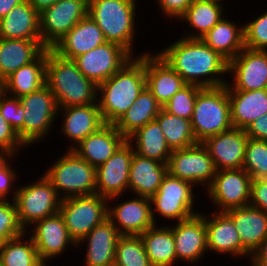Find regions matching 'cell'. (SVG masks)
<instances>
[{"mask_svg": "<svg viewBox=\"0 0 267 266\" xmlns=\"http://www.w3.org/2000/svg\"><path fill=\"white\" fill-rule=\"evenodd\" d=\"M157 53L186 84L215 88L228 82V61L201 39L181 37Z\"/></svg>", "mask_w": 267, "mask_h": 266, "instance_id": "6da1fadb", "label": "cell"}, {"mask_svg": "<svg viewBox=\"0 0 267 266\" xmlns=\"http://www.w3.org/2000/svg\"><path fill=\"white\" fill-rule=\"evenodd\" d=\"M145 53L97 85V103L105 124H115L146 87Z\"/></svg>", "mask_w": 267, "mask_h": 266, "instance_id": "7a4b0ae2", "label": "cell"}, {"mask_svg": "<svg viewBox=\"0 0 267 266\" xmlns=\"http://www.w3.org/2000/svg\"><path fill=\"white\" fill-rule=\"evenodd\" d=\"M46 85L55 96L58 108L97 102V85L86 78L74 60L47 49Z\"/></svg>", "mask_w": 267, "mask_h": 266, "instance_id": "3957f363", "label": "cell"}, {"mask_svg": "<svg viewBox=\"0 0 267 266\" xmlns=\"http://www.w3.org/2000/svg\"><path fill=\"white\" fill-rule=\"evenodd\" d=\"M138 0H89L88 15L102 30L106 42L120 45L133 57ZM137 7V8H136ZM134 46V47H133ZM134 53V54H133Z\"/></svg>", "mask_w": 267, "mask_h": 266, "instance_id": "277c9868", "label": "cell"}, {"mask_svg": "<svg viewBox=\"0 0 267 266\" xmlns=\"http://www.w3.org/2000/svg\"><path fill=\"white\" fill-rule=\"evenodd\" d=\"M190 121L197 142L231 129L227 86L202 88L197 94Z\"/></svg>", "mask_w": 267, "mask_h": 266, "instance_id": "5b68a950", "label": "cell"}, {"mask_svg": "<svg viewBox=\"0 0 267 266\" xmlns=\"http://www.w3.org/2000/svg\"><path fill=\"white\" fill-rule=\"evenodd\" d=\"M44 175L61 199L96 194V168L73 150H65Z\"/></svg>", "mask_w": 267, "mask_h": 266, "instance_id": "8992f818", "label": "cell"}, {"mask_svg": "<svg viewBox=\"0 0 267 266\" xmlns=\"http://www.w3.org/2000/svg\"><path fill=\"white\" fill-rule=\"evenodd\" d=\"M61 200L52 182L43 173L36 181L18 186L14 202L19 224L27 231L35 222L57 214Z\"/></svg>", "mask_w": 267, "mask_h": 266, "instance_id": "52a82bcc", "label": "cell"}, {"mask_svg": "<svg viewBox=\"0 0 267 266\" xmlns=\"http://www.w3.org/2000/svg\"><path fill=\"white\" fill-rule=\"evenodd\" d=\"M193 187L196 189L191 182L167 173L158 191L150 198L154 223L158 225V215L177 223L199 213L194 210L196 195Z\"/></svg>", "mask_w": 267, "mask_h": 266, "instance_id": "ba28073f", "label": "cell"}, {"mask_svg": "<svg viewBox=\"0 0 267 266\" xmlns=\"http://www.w3.org/2000/svg\"><path fill=\"white\" fill-rule=\"evenodd\" d=\"M19 99L24 109L23 144L26 147L35 146L49 136L52 125L58 119L59 108L55 96L45 84Z\"/></svg>", "mask_w": 267, "mask_h": 266, "instance_id": "9c48e42d", "label": "cell"}, {"mask_svg": "<svg viewBox=\"0 0 267 266\" xmlns=\"http://www.w3.org/2000/svg\"><path fill=\"white\" fill-rule=\"evenodd\" d=\"M59 212L71 238L77 244L107 218L108 198L98 194L64 198Z\"/></svg>", "mask_w": 267, "mask_h": 266, "instance_id": "30bf717a", "label": "cell"}, {"mask_svg": "<svg viewBox=\"0 0 267 266\" xmlns=\"http://www.w3.org/2000/svg\"><path fill=\"white\" fill-rule=\"evenodd\" d=\"M216 171L213 160L202 142L173 150L167 163V172L170 175L191 182L197 187L202 185L203 189L210 186Z\"/></svg>", "mask_w": 267, "mask_h": 266, "instance_id": "8fae6325", "label": "cell"}, {"mask_svg": "<svg viewBox=\"0 0 267 266\" xmlns=\"http://www.w3.org/2000/svg\"><path fill=\"white\" fill-rule=\"evenodd\" d=\"M251 176L243 169L217 170L210 186L205 189L216 212L249 205Z\"/></svg>", "mask_w": 267, "mask_h": 266, "instance_id": "7c38bea8", "label": "cell"}, {"mask_svg": "<svg viewBox=\"0 0 267 266\" xmlns=\"http://www.w3.org/2000/svg\"><path fill=\"white\" fill-rule=\"evenodd\" d=\"M89 0H59L40 13L42 44L51 49L88 15Z\"/></svg>", "mask_w": 267, "mask_h": 266, "instance_id": "4fadbf2b", "label": "cell"}, {"mask_svg": "<svg viewBox=\"0 0 267 266\" xmlns=\"http://www.w3.org/2000/svg\"><path fill=\"white\" fill-rule=\"evenodd\" d=\"M133 154V146L126 140L104 164L96 168V194L107 197L108 203H114L126 191L129 192Z\"/></svg>", "mask_w": 267, "mask_h": 266, "instance_id": "5bb4252c", "label": "cell"}, {"mask_svg": "<svg viewBox=\"0 0 267 266\" xmlns=\"http://www.w3.org/2000/svg\"><path fill=\"white\" fill-rule=\"evenodd\" d=\"M228 73L233 81L227 82V90L267 89V50L244 47L228 62Z\"/></svg>", "mask_w": 267, "mask_h": 266, "instance_id": "9a60e30c", "label": "cell"}, {"mask_svg": "<svg viewBox=\"0 0 267 266\" xmlns=\"http://www.w3.org/2000/svg\"><path fill=\"white\" fill-rule=\"evenodd\" d=\"M133 56L120 45L105 42L74 59L82 74L96 85L106 81Z\"/></svg>", "mask_w": 267, "mask_h": 266, "instance_id": "2e32d148", "label": "cell"}, {"mask_svg": "<svg viewBox=\"0 0 267 266\" xmlns=\"http://www.w3.org/2000/svg\"><path fill=\"white\" fill-rule=\"evenodd\" d=\"M26 233H30L42 262L50 263L49 259L53 261L56 256L64 255L68 247L72 246L77 250V244L71 238L60 212L35 222Z\"/></svg>", "mask_w": 267, "mask_h": 266, "instance_id": "e0dca14e", "label": "cell"}, {"mask_svg": "<svg viewBox=\"0 0 267 266\" xmlns=\"http://www.w3.org/2000/svg\"><path fill=\"white\" fill-rule=\"evenodd\" d=\"M171 230L175 240L177 262L198 264L208 252L205 214L201 211L188 219L172 224Z\"/></svg>", "mask_w": 267, "mask_h": 266, "instance_id": "ac0fdd59", "label": "cell"}, {"mask_svg": "<svg viewBox=\"0 0 267 266\" xmlns=\"http://www.w3.org/2000/svg\"><path fill=\"white\" fill-rule=\"evenodd\" d=\"M111 205L108 203L107 218L121 235H140L155 225L150 198L135 195Z\"/></svg>", "mask_w": 267, "mask_h": 266, "instance_id": "d6986e66", "label": "cell"}, {"mask_svg": "<svg viewBox=\"0 0 267 266\" xmlns=\"http://www.w3.org/2000/svg\"><path fill=\"white\" fill-rule=\"evenodd\" d=\"M248 139L244 129L232 127L208 137L202 144L211 156L216 170L241 169Z\"/></svg>", "mask_w": 267, "mask_h": 266, "instance_id": "ffe728a7", "label": "cell"}, {"mask_svg": "<svg viewBox=\"0 0 267 266\" xmlns=\"http://www.w3.org/2000/svg\"><path fill=\"white\" fill-rule=\"evenodd\" d=\"M59 114L63 119L59 132L71 142L67 150H72L83 139L105 125L97 102L89 105L59 108L58 116Z\"/></svg>", "mask_w": 267, "mask_h": 266, "instance_id": "44dd1931", "label": "cell"}, {"mask_svg": "<svg viewBox=\"0 0 267 266\" xmlns=\"http://www.w3.org/2000/svg\"><path fill=\"white\" fill-rule=\"evenodd\" d=\"M120 236L118 229L108 218L94 227L76 245L77 248L81 246V250L82 246L86 247L84 266H114L116 246Z\"/></svg>", "mask_w": 267, "mask_h": 266, "instance_id": "7402d4cb", "label": "cell"}, {"mask_svg": "<svg viewBox=\"0 0 267 266\" xmlns=\"http://www.w3.org/2000/svg\"><path fill=\"white\" fill-rule=\"evenodd\" d=\"M207 249L215 254L243 258V245L233 220L225 212H205ZM242 257V258H241Z\"/></svg>", "mask_w": 267, "mask_h": 266, "instance_id": "603a6c76", "label": "cell"}, {"mask_svg": "<svg viewBox=\"0 0 267 266\" xmlns=\"http://www.w3.org/2000/svg\"><path fill=\"white\" fill-rule=\"evenodd\" d=\"M146 87L163 107L186 83L157 52L145 53Z\"/></svg>", "mask_w": 267, "mask_h": 266, "instance_id": "cb8c5ba5", "label": "cell"}, {"mask_svg": "<svg viewBox=\"0 0 267 266\" xmlns=\"http://www.w3.org/2000/svg\"><path fill=\"white\" fill-rule=\"evenodd\" d=\"M225 213L233 220L239 233L243 245V258L250 260L267 237V213L251 205L233 208Z\"/></svg>", "mask_w": 267, "mask_h": 266, "instance_id": "d4e9b609", "label": "cell"}, {"mask_svg": "<svg viewBox=\"0 0 267 266\" xmlns=\"http://www.w3.org/2000/svg\"><path fill=\"white\" fill-rule=\"evenodd\" d=\"M105 42L102 30L91 16L87 15L51 49L63 58L74 60Z\"/></svg>", "mask_w": 267, "mask_h": 266, "instance_id": "484cf974", "label": "cell"}, {"mask_svg": "<svg viewBox=\"0 0 267 266\" xmlns=\"http://www.w3.org/2000/svg\"><path fill=\"white\" fill-rule=\"evenodd\" d=\"M127 139L114 124H105L98 131L83 139L72 150L91 166L104 164Z\"/></svg>", "mask_w": 267, "mask_h": 266, "instance_id": "4316f807", "label": "cell"}, {"mask_svg": "<svg viewBox=\"0 0 267 266\" xmlns=\"http://www.w3.org/2000/svg\"><path fill=\"white\" fill-rule=\"evenodd\" d=\"M167 173V164L134 152L129 173V192L151 198Z\"/></svg>", "mask_w": 267, "mask_h": 266, "instance_id": "83f0119b", "label": "cell"}, {"mask_svg": "<svg viewBox=\"0 0 267 266\" xmlns=\"http://www.w3.org/2000/svg\"><path fill=\"white\" fill-rule=\"evenodd\" d=\"M45 49L42 39L0 38V83L14 71L34 61Z\"/></svg>", "mask_w": 267, "mask_h": 266, "instance_id": "f1b7e54d", "label": "cell"}, {"mask_svg": "<svg viewBox=\"0 0 267 266\" xmlns=\"http://www.w3.org/2000/svg\"><path fill=\"white\" fill-rule=\"evenodd\" d=\"M228 97L234 128L245 130L254 120L267 113V89L228 90Z\"/></svg>", "mask_w": 267, "mask_h": 266, "instance_id": "f546056e", "label": "cell"}, {"mask_svg": "<svg viewBox=\"0 0 267 266\" xmlns=\"http://www.w3.org/2000/svg\"><path fill=\"white\" fill-rule=\"evenodd\" d=\"M47 49H45L34 61L22 66L11 73L0 83V89L12 96L20 98L39 90L46 84Z\"/></svg>", "mask_w": 267, "mask_h": 266, "instance_id": "4dcf8cb0", "label": "cell"}, {"mask_svg": "<svg viewBox=\"0 0 267 266\" xmlns=\"http://www.w3.org/2000/svg\"><path fill=\"white\" fill-rule=\"evenodd\" d=\"M1 39H41L40 13L28 1L15 6L0 19Z\"/></svg>", "mask_w": 267, "mask_h": 266, "instance_id": "1f68e13d", "label": "cell"}, {"mask_svg": "<svg viewBox=\"0 0 267 266\" xmlns=\"http://www.w3.org/2000/svg\"><path fill=\"white\" fill-rule=\"evenodd\" d=\"M220 0H193L185 13L177 20L192 27L193 32L181 36L188 39H201L226 13L225 5ZM225 13V14H224Z\"/></svg>", "mask_w": 267, "mask_h": 266, "instance_id": "d6a6232c", "label": "cell"}, {"mask_svg": "<svg viewBox=\"0 0 267 266\" xmlns=\"http://www.w3.org/2000/svg\"><path fill=\"white\" fill-rule=\"evenodd\" d=\"M240 25L224 16L201 40L229 62L245 47Z\"/></svg>", "mask_w": 267, "mask_h": 266, "instance_id": "836d02e7", "label": "cell"}, {"mask_svg": "<svg viewBox=\"0 0 267 266\" xmlns=\"http://www.w3.org/2000/svg\"><path fill=\"white\" fill-rule=\"evenodd\" d=\"M139 236L152 266H174L177 264L171 223L167 226L165 224L159 225V227L155 224Z\"/></svg>", "mask_w": 267, "mask_h": 266, "instance_id": "e575fe53", "label": "cell"}, {"mask_svg": "<svg viewBox=\"0 0 267 266\" xmlns=\"http://www.w3.org/2000/svg\"><path fill=\"white\" fill-rule=\"evenodd\" d=\"M162 109L151 91L145 87L136 101L114 124L116 129L128 139L148 122L154 121Z\"/></svg>", "mask_w": 267, "mask_h": 266, "instance_id": "d590c367", "label": "cell"}, {"mask_svg": "<svg viewBox=\"0 0 267 266\" xmlns=\"http://www.w3.org/2000/svg\"><path fill=\"white\" fill-rule=\"evenodd\" d=\"M127 141L134 152L142 157L151 158L167 164L172 154L159 123L154 120L133 133Z\"/></svg>", "mask_w": 267, "mask_h": 266, "instance_id": "8d00e7d4", "label": "cell"}, {"mask_svg": "<svg viewBox=\"0 0 267 266\" xmlns=\"http://www.w3.org/2000/svg\"><path fill=\"white\" fill-rule=\"evenodd\" d=\"M155 120L159 123L166 142L172 151L198 143L193 134L190 120L172 115L163 108Z\"/></svg>", "mask_w": 267, "mask_h": 266, "instance_id": "74e56055", "label": "cell"}, {"mask_svg": "<svg viewBox=\"0 0 267 266\" xmlns=\"http://www.w3.org/2000/svg\"><path fill=\"white\" fill-rule=\"evenodd\" d=\"M41 262L36 246L26 231L19 237L4 241L0 266H38Z\"/></svg>", "mask_w": 267, "mask_h": 266, "instance_id": "f35d334b", "label": "cell"}, {"mask_svg": "<svg viewBox=\"0 0 267 266\" xmlns=\"http://www.w3.org/2000/svg\"><path fill=\"white\" fill-rule=\"evenodd\" d=\"M114 266H152L139 235L120 236Z\"/></svg>", "mask_w": 267, "mask_h": 266, "instance_id": "ab89813d", "label": "cell"}, {"mask_svg": "<svg viewBox=\"0 0 267 266\" xmlns=\"http://www.w3.org/2000/svg\"><path fill=\"white\" fill-rule=\"evenodd\" d=\"M242 168L252 181L267 179V141L248 139Z\"/></svg>", "mask_w": 267, "mask_h": 266, "instance_id": "60d3db41", "label": "cell"}, {"mask_svg": "<svg viewBox=\"0 0 267 266\" xmlns=\"http://www.w3.org/2000/svg\"><path fill=\"white\" fill-rule=\"evenodd\" d=\"M202 87L186 84L162 107L168 113L191 120L195 100Z\"/></svg>", "mask_w": 267, "mask_h": 266, "instance_id": "b9f144b4", "label": "cell"}, {"mask_svg": "<svg viewBox=\"0 0 267 266\" xmlns=\"http://www.w3.org/2000/svg\"><path fill=\"white\" fill-rule=\"evenodd\" d=\"M24 232L18 221L14 200L0 199V238L8 241L21 236Z\"/></svg>", "mask_w": 267, "mask_h": 266, "instance_id": "7bdbcfd3", "label": "cell"}, {"mask_svg": "<svg viewBox=\"0 0 267 266\" xmlns=\"http://www.w3.org/2000/svg\"><path fill=\"white\" fill-rule=\"evenodd\" d=\"M252 19L253 21L243 23L245 47L253 50H267V11Z\"/></svg>", "mask_w": 267, "mask_h": 266, "instance_id": "ee69618b", "label": "cell"}, {"mask_svg": "<svg viewBox=\"0 0 267 266\" xmlns=\"http://www.w3.org/2000/svg\"><path fill=\"white\" fill-rule=\"evenodd\" d=\"M24 109L20 103V99L12 97L4 93L0 89V113L4 119L12 126L17 132L18 137L23 143V121Z\"/></svg>", "mask_w": 267, "mask_h": 266, "instance_id": "f6af8a7d", "label": "cell"}, {"mask_svg": "<svg viewBox=\"0 0 267 266\" xmlns=\"http://www.w3.org/2000/svg\"><path fill=\"white\" fill-rule=\"evenodd\" d=\"M13 157L17 158L11 154H0V199L14 200L16 196L18 185L14 184L18 180V173H16V168L11 165L14 161Z\"/></svg>", "mask_w": 267, "mask_h": 266, "instance_id": "bcb514c9", "label": "cell"}, {"mask_svg": "<svg viewBox=\"0 0 267 266\" xmlns=\"http://www.w3.org/2000/svg\"><path fill=\"white\" fill-rule=\"evenodd\" d=\"M22 148L25 150L28 147L22 143L17 132L0 113V154L17 155Z\"/></svg>", "mask_w": 267, "mask_h": 266, "instance_id": "7dc6e473", "label": "cell"}, {"mask_svg": "<svg viewBox=\"0 0 267 266\" xmlns=\"http://www.w3.org/2000/svg\"><path fill=\"white\" fill-rule=\"evenodd\" d=\"M192 1L193 0H156L155 3H157L166 19L177 20L185 13L187 8L192 4Z\"/></svg>", "mask_w": 267, "mask_h": 266, "instance_id": "c3c4849f", "label": "cell"}, {"mask_svg": "<svg viewBox=\"0 0 267 266\" xmlns=\"http://www.w3.org/2000/svg\"><path fill=\"white\" fill-rule=\"evenodd\" d=\"M249 205L267 213V179L251 181Z\"/></svg>", "mask_w": 267, "mask_h": 266, "instance_id": "681fc988", "label": "cell"}, {"mask_svg": "<svg viewBox=\"0 0 267 266\" xmlns=\"http://www.w3.org/2000/svg\"><path fill=\"white\" fill-rule=\"evenodd\" d=\"M245 131L251 139L267 141V113L254 120Z\"/></svg>", "mask_w": 267, "mask_h": 266, "instance_id": "f907efd6", "label": "cell"}, {"mask_svg": "<svg viewBox=\"0 0 267 266\" xmlns=\"http://www.w3.org/2000/svg\"><path fill=\"white\" fill-rule=\"evenodd\" d=\"M251 266H267V237L250 258Z\"/></svg>", "mask_w": 267, "mask_h": 266, "instance_id": "816d5d0a", "label": "cell"}, {"mask_svg": "<svg viewBox=\"0 0 267 266\" xmlns=\"http://www.w3.org/2000/svg\"><path fill=\"white\" fill-rule=\"evenodd\" d=\"M27 0H0V19L5 17L15 6Z\"/></svg>", "mask_w": 267, "mask_h": 266, "instance_id": "f5cc1de1", "label": "cell"}, {"mask_svg": "<svg viewBox=\"0 0 267 266\" xmlns=\"http://www.w3.org/2000/svg\"><path fill=\"white\" fill-rule=\"evenodd\" d=\"M29 4L39 13L54 5L59 0H27Z\"/></svg>", "mask_w": 267, "mask_h": 266, "instance_id": "db71d44e", "label": "cell"}, {"mask_svg": "<svg viewBox=\"0 0 267 266\" xmlns=\"http://www.w3.org/2000/svg\"><path fill=\"white\" fill-rule=\"evenodd\" d=\"M3 243H4V240L2 238H0V251H1L2 247H3Z\"/></svg>", "mask_w": 267, "mask_h": 266, "instance_id": "11a10c76", "label": "cell"}, {"mask_svg": "<svg viewBox=\"0 0 267 266\" xmlns=\"http://www.w3.org/2000/svg\"><path fill=\"white\" fill-rule=\"evenodd\" d=\"M47 264V262H41L38 266H48Z\"/></svg>", "mask_w": 267, "mask_h": 266, "instance_id": "9f6ffc18", "label": "cell"}]
</instances>
